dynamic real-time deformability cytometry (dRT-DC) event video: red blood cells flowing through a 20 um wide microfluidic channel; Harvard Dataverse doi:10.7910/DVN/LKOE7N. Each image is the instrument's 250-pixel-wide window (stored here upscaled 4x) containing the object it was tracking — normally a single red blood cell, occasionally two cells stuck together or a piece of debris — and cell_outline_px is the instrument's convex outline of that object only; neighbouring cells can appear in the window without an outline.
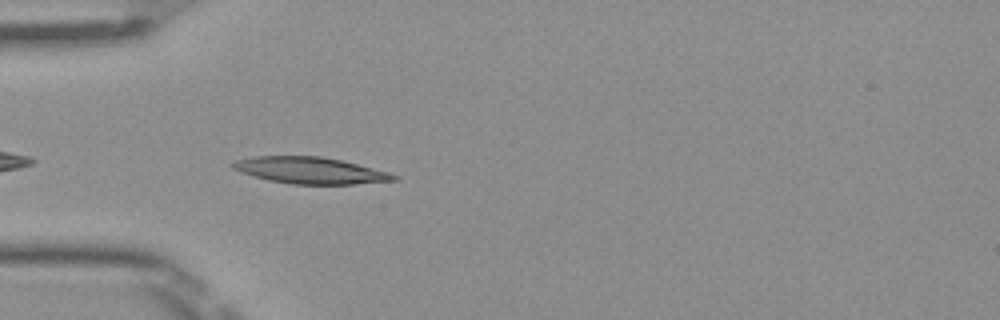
{"species": "Egyptian fruit bat (a non-hibernating species)", "species_latin": "Rousettus aegyptiacus", "temperature_condition": "room temperature", "stored_images_in_passage": 37, "camera_frame_rate_fps": 3000, "um_per_image_px": 0.085, "frame": {"image": 1, "passage_image": 2, "time_ms": 0.333, "image_size_px": [1000, 320], "cell_outline_px": [[400, 176], [396, 180], [356, 184], [292, 184], [268, 180], [252, 176], [240, 172], [232, 168], [228, 164], [236, 160], [256, 156], [320, 156], [340, 160], [388, 172]], "centroid_in_image_um": [26.32, 14.49], "position_along_channel_um": 58.7, "area_um2": 24.85}}
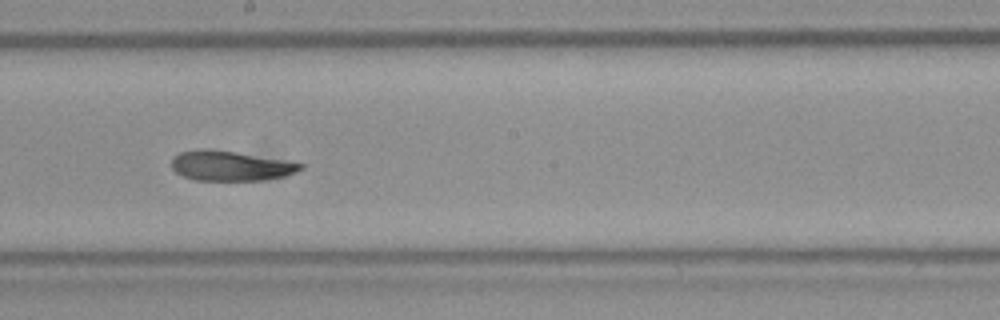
{"frame": {"image": 2, "passage_image": 15, "time_ms": 4.667, "image_size_px": [1000, 320], "cell_outline_px": [[304, 168], [296, 172], [284, 176], [264, 180], [196, 180], [184, 176], [176, 172], [172, 168], [172, 156], [180, 152], [204, 148], [236, 152], [304, 164]], "centroid_in_image_um": [19.57, 14.09], "position_along_channel_um": 228.6, "area_um2": 22.25}}
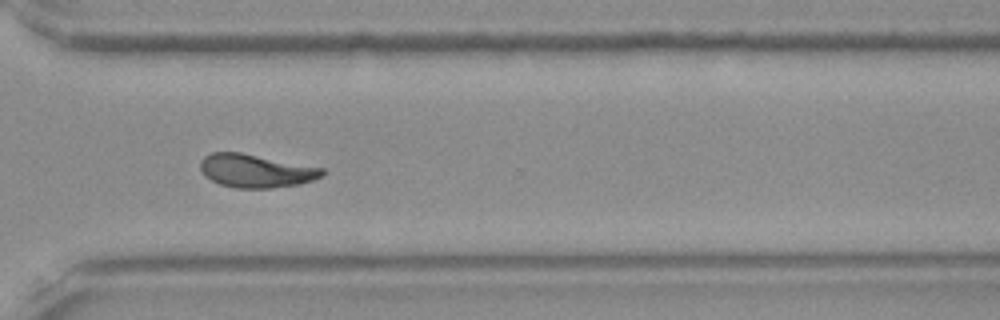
{"frame": {"image": 3, "passage_image": 24, "time_ms": 7.667, "image_size_px": [1000, 320], "cell_outline_px": [[324, 176], [312, 180], [296, 184], [268, 188], [236, 188], [220, 184], [204, 176], [200, 168], [200, 160], [204, 156], [212, 152], [240, 152], [324, 168]], "centroid_in_image_um": [21.72, 14.51], "position_along_channel_um": 348.9, "area_um2": 23.52}, "authors_computed_cell_mechanics": {"area_um2": 23.4668, "velocity_mm_per_s": 4.0115, "shape_relaxation_time_tau1_ms": null, "shape_relaxation_time_tau2_ms": 3.5601, "deformation_change_tau1": null, "deformation_change_tau2": 0.0853}}